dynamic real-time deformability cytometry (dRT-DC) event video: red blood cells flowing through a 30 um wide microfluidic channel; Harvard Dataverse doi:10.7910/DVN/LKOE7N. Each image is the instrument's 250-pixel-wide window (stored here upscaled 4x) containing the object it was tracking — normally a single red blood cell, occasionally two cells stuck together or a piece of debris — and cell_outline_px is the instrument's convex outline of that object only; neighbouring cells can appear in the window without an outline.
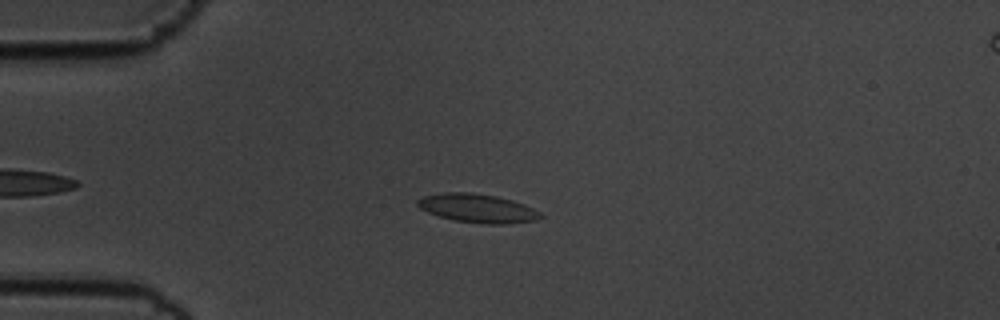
{"species": "common noctule bat (a hibernating species)", "species_latin": "Nyctalus noctula", "temperature_condition": "cold", "stored_images_in_passage": 50, "camera_frame_rate_fps": 3000, "um_per_image_px": 0.085, "animal": {"sex": "male", "body_mass_g": 19.5, "forearm_length_mm": 54.6}, "frame": {"image": 1, "passage_image": 12, "time_ms": 3.667, "image_size_px": [1000, 320], "cell_outline_px": [[544, 216], [536, 220], [508, 224], [484, 224], [456, 220], [440, 216], [428, 212], [420, 208], [416, 204], [416, 200], [424, 196], [444, 192], [472, 192], [496, 196], [512, 200], [524, 204], [540, 212]], "centroid_in_image_um": [40.6, 17.7], "position_along_channel_um": 44.4, "area_um2": 20.52}}
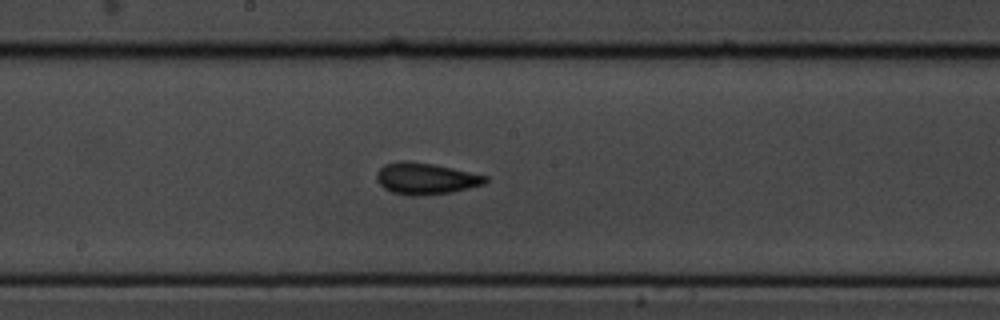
{"frame": {"image": 2, "passage_image": 28, "time_ms": 9.0, "image_size_px": [1000, 320], "cell_outline_px": [[488, 180], [484, 184], [452, 192], [416, 196], [412, 196], [392, 192], [384, 188], [376, 180], [376, 176], [380, 168], [384, 164], [404, 160], [408, 160], [436, 164], [488, 176]], "centroid_in_image_um": [36.18, 15.17], "position_along_channel_um": 212.0, "area_um2": 20.06}}
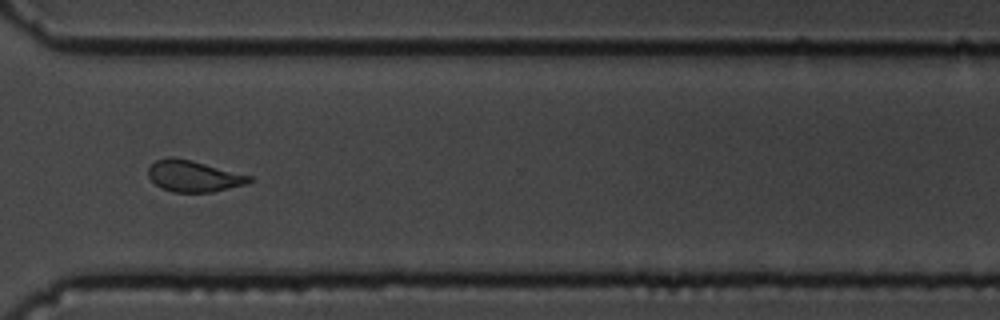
{"frame": {"image": 3, "passage_image": 40, "time_ms": 13.0, "image_size_px": [1000, 320], "cell_outline_px": [[252, 180], [244, 184], [212, 192], [172, 192], [160, 188], [148, 176], [148, 168], [156, 160], [168, 156], [172, 156], [252, 176]], "centroid_in_image_um": [16.4, 14.98], "position_along_channel_um": 354.2, "area_um2": 18.09}, "authors_computed_cell_mechanics": {"area_um2": 18.9006, "velocity_mm_per_s": 3.5595, "shape_relaxation_time_tau1_ms": 5.5023, "shape_relaxation_time_tau2_ms": 1.1819, "deformation_change_tau1": 0.1096, "deformation_change_tau2": 0.043}}